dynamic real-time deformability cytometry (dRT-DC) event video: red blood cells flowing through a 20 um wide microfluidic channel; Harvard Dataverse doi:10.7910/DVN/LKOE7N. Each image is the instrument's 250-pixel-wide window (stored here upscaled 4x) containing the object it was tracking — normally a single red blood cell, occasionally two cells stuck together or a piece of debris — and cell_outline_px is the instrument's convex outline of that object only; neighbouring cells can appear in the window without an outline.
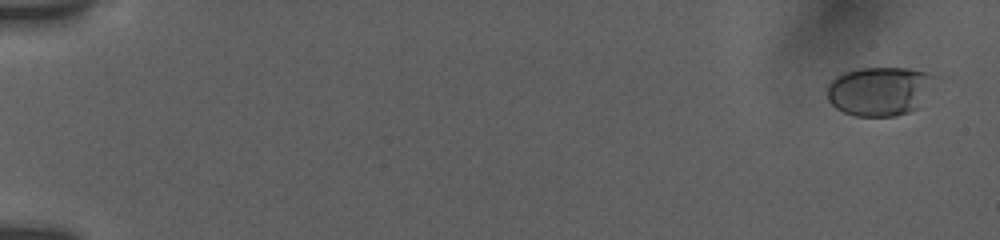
{"species": "human", "species_latin": "Homo sapiens", "temperature_condition": "room temperature", "stored_images_in_passage": 78, "camera_frame_rate_fps": 3000, "um_per_image_px": 0.085, "donor": {"sex": "female"}, "frame": {"image": 1, "passage_image": 2, "time_ms": 0.333, "image_size_px": [1000, 240], "cell_outline_px": [[948, 76], [920, 108], [896, 116], [856, 116], [844, 112], [836, 108], [828, 100], [828, 84], [836, 76], [844, 72], [860, 68], [908, 68]], "centroid_in_image_um": [75.0, 7.72], "position_along_channel_um": 10.0, "area_um2": 32.43}}
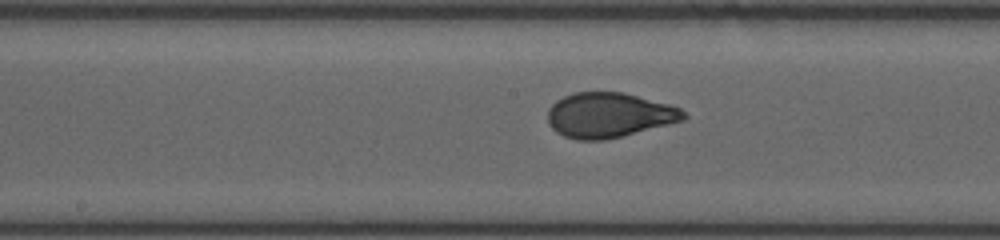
{"frame": {"image": 2, "passage_image": 44, "time_ms": 10.0, "image_size_px": [1000, 240], "cell_outline_px": [[688, 116], [684, 120], [604, 140], [576, 140], [564, 136], [556, 132], [552, 128], [548, 120], [548, 108], [556, 100], [572, 92], [624, 92], [668, 104], [680, 108]], "centroid_in_image_um": [51.73, 9.77], "position_along_channel_um": 196.5, "area_um2": 35.43}}
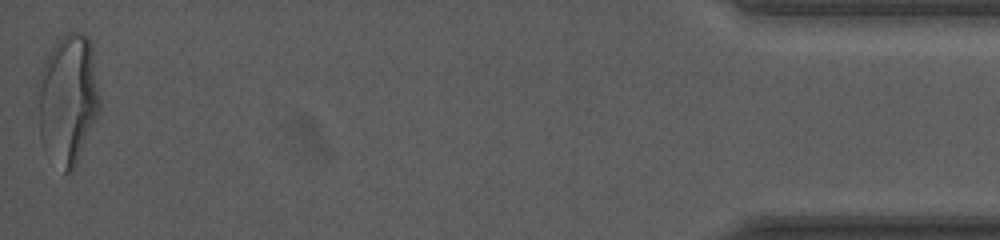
{"frame": {"image": 3, "passage_image": 78, "time_ms": 18.333, "image_size_px": [1000, 240], "cell_outline_px": [[100, 112], [76, 164], [68, 172], [64, 172], [40, 136], [36, 84], [40, 72], [52, 48], [68, 32], [84, 32], [88, 36], [92, 44], [100, 100]], "centroid_in_image_um": [5.8, 8.35], "position_along_channel_um": 429.4, "area_um2": 46.41}, "authors_computed_cell_mechanics": {"area_um2": 35.0268, "velocity_mm_per_s": 3.7801, "shape_relaxation_time_tau1_ms": 3.6558, "shape_relaxation_time_tau2_ms": null, "deformation_change_tau1": 0.1822, "deformation_change_tau2": null}}